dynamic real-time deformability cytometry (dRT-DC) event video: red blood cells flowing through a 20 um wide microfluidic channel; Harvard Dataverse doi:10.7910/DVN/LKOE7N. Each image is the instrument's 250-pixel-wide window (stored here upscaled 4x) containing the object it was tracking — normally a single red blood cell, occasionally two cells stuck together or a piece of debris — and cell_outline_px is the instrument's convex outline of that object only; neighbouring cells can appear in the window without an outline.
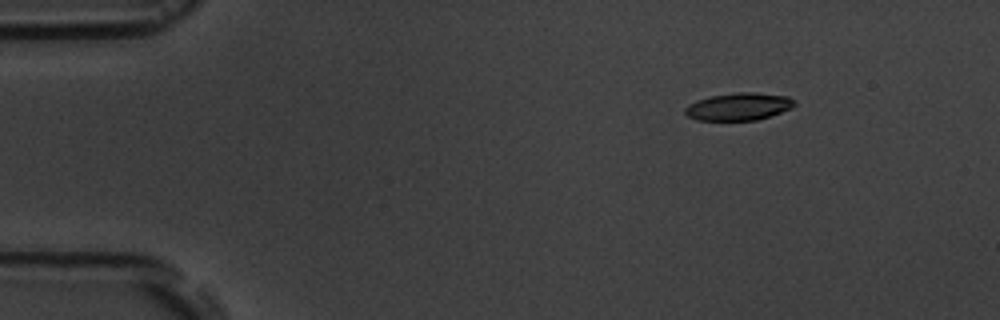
{"species": "common noctule bat (a hibernating species)", "species_latin": "Nyctalus noctula", "temperature_condition": "room temperature", "stored_images_in_passage": 7, "camera_frame_rate_fps": 3000, "um_per_image_px": 0.085, "animal": {"sex": "male", "body_mass_g": 19.5, "forearm_length_mm": 54.6}, "frame": {"image": 1, "passage_image": 3, "time_ms": 2.333, "image_size_px": [1000, 320], "cell_outline_px": [[796, 104], [792, 108], [756, 120], [696, 120], [688, 116], [684, 112], [684, 108], [688, 104], [696, 100], [712, 96], [736, 92], [756, 92], [788, 96], [796, 100]], "centroid_in_image_um": [62.79, 9.05], "position_along_channel_um": 22.2, "area_um2": 17.57}}
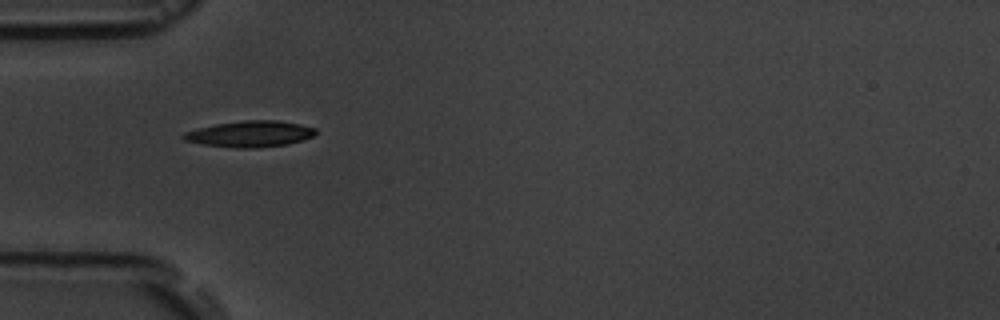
{"frame": {"image": 2, "passage_image": 6, "time_ms": 5.667, "image_size_px": [1000, 320], "cell_outline_px": [[316, 136], [304, 140], [288, 144], [252, 148], [236, 148], [204, 144], [184, 140], [180, 136], [184, 132], [196, 128], [216, 124], [244, 120], [276, 120], [300, 124], [316, 128]], "centroid_in_image_um": [21.27, 11.38], "position_along_channel_um": 63.7, "area_um2": 20.23}}
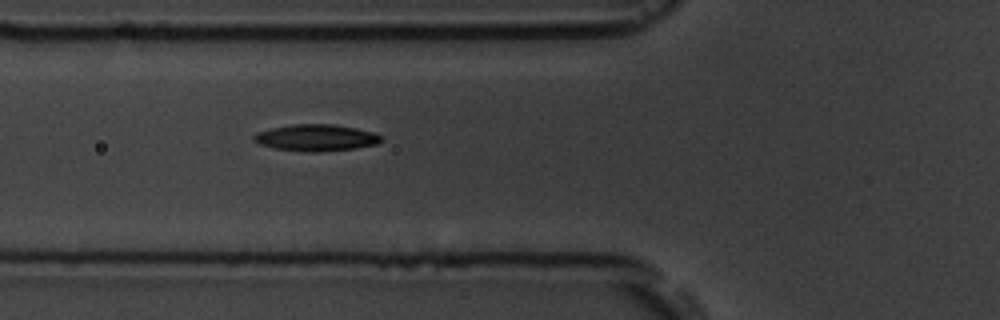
{"frame": {"image": 3, "passage_image": 7, "time_ms": 6.667, "image_size_px": [1000, 320], "cell_outline_px": [[384, 140], [376, 144], [356, 148], [316, 152], [312, 152], [272, 148], [260, 144], [252, 140], [252, 136], [256, 132], [272, 128], [292, 124], [332, 124], [356, 128], [372, 132], [380, 136]], "centroid_in_image_um": [26.84, 11.7], "position_along_channel_um": 99.0, "area_um2": 19.71}}